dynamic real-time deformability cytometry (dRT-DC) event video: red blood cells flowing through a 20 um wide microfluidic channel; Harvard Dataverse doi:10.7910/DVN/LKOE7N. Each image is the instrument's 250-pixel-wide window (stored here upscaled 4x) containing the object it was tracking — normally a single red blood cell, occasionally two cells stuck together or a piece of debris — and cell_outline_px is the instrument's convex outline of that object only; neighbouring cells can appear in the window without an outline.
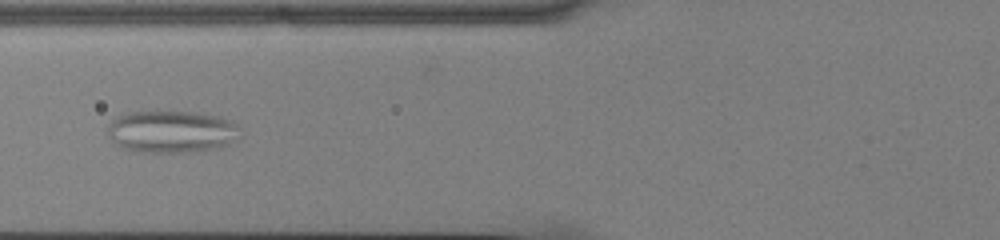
{"species": "common noctule bat (a hibernating species)", "species_latin": "Nyctalus noctula", "temperature_condition": "cold", "stored_images_in_passage": 56, "camera_frame_rate_fps": 3000, "um_per_image_px": 0.085, "animal": {"sex": "male", "body_mass_g": 13.0, "forearm_length_mm": 53.1}, "frame": {"image": 1, "passage_image": 23, "time_ms": 7.333, "image_size_px": [1000, 240], "cell_outline_px": [[240, 128], [228, 144], [212, 148], [184, 152], [132, 152], [116, 144], [108, 136], [108, 124], [116, 116], [124, 112], [168, 108], [200, 112], [220, 116], [232, 120]], "centroid_in_image_um": [14.49, 11.11], "position_along_channel_um": 111.3, "area_um2": 33.52}}
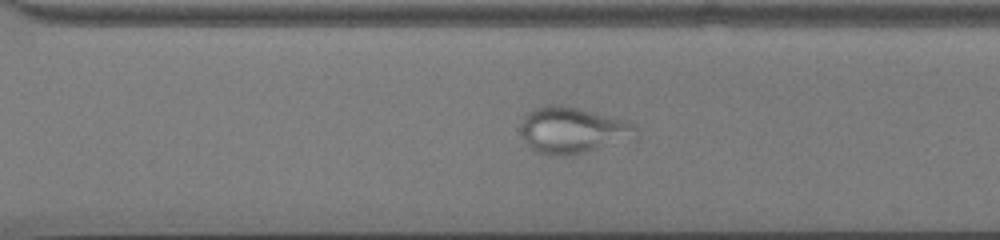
{"frame": {"image": 2, "passage_image": 40, "time_ms": 13.0, "image_size_px": [1000, 240], "cell_outline_px": [[640, 136], [636, 140], [572, 156], [548, 156], [532, 148], [528, 144], [520, 132], [520, 124], [524, 116], [532, 108], [544, 104], [564, 104], [624, 120], [632, 124], [636, 128]], "centroid_in_image_um": [48.71, 11.08], "position_along_channel_um": 321.9, "area_um2": 32.02}}
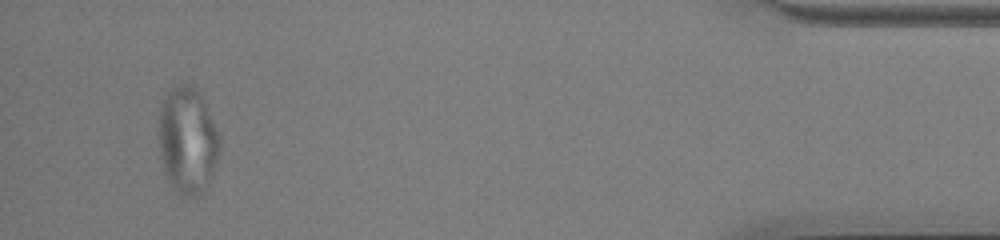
{"frame": {"image": 3, "passage_image": 53, "time_ms": 17.333, "image_size_px": [1000, 240], "cell_outline_px": [[220, 148], [212, 176], [208, 184], [200, 192], [192, 196], [188, 196], [172, 188], [168, 180], [160, 156], [160, 104], [168, 92], [176, 84], [188, 84], [196, 88], [204, 100], [220, 136]], "centroid_in_image_um": [15.95, 11.9], "position_along_channel_um": 419.2, "area_um2": 37.45}}